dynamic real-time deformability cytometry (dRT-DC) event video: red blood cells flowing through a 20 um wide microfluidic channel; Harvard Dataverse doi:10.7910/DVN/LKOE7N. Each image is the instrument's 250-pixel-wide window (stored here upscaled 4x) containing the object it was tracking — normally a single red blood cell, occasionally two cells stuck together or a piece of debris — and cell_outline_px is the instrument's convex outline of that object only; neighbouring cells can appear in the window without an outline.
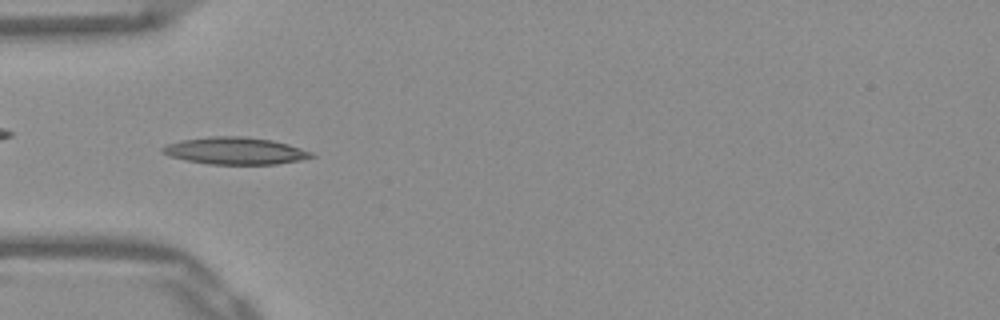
{"species": "Egyptian fruit bat (a non-hibernating species)", "species_latin": "Rousettus aegyptiacus", "temperature_condition": "warm", "stored_images_in_passage": 51, "camera_frame_rate_fps": 3000, "um_per_image_px": 0.085, "frame": {"image": 1, "passage_image": 16, "time_ms": 5.0, "image_size_px": [1000, 320], "cell_outline_px": [[316, 156], [300, 160], [276, 164], [212, 164], [188, 160], [172, 156], [160, 152], [160, 148], [168, 144], [180, 140], [208, 136], [240, 136], [272, 140], [288, 144], [312, 152]], "centroid_in_image_um": [19.99, 12.81], "position_along_channel_um": 65.0, "area_um2": 23.35}}
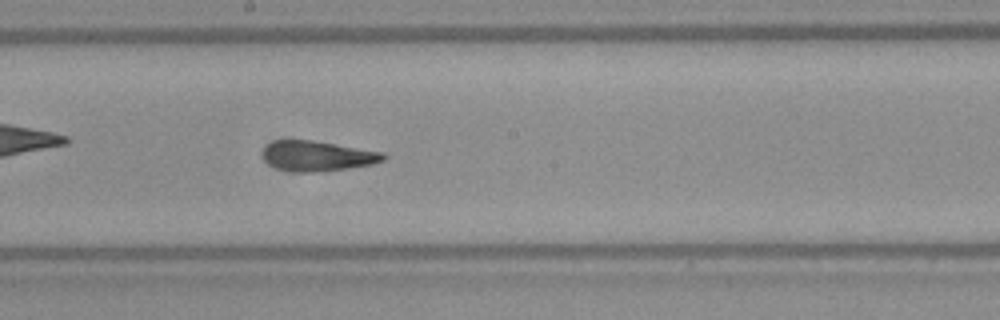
{"frame": {"image": 2, "passage_image": 28, "time_ms": 9.0, "image_size_px": [1000, 320], "cell_outline_px": [[388, 156], [384, 160], [372, 164], [348, 168], [316, 172], [296, 172], [276, 168], [268, 164], [264, 160], [264, 148], [268, 144], [276, 140], [312, 140], [384, 152]], "centroid_in_image_um": [27.0, 13.26], "position_along_channel_um": 221.2, "area_um2": 21.15}}
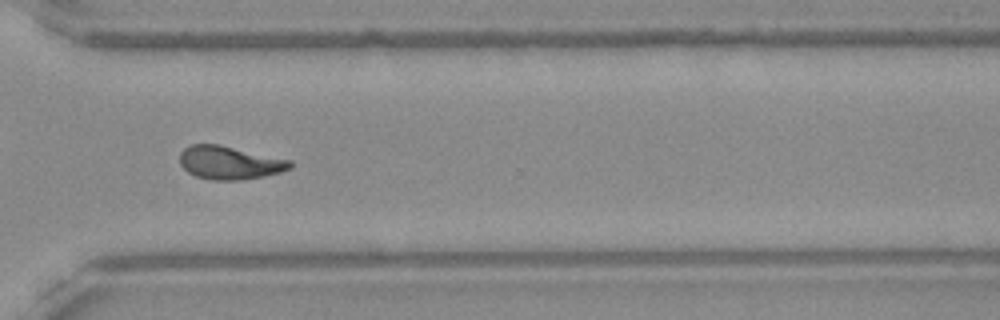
{"frame": {"image": 3, "passage_image": 38, "time_ms": 12.333, "image_size_px": [1000, 320], "cell_outline_px": [[292, 168], [280, 172], [264, 176], [244, 180], [212, 180], [196, 176], [188, 172], [180, 164], [180, 152], [184, 148], [192, 144], [220, 144], [292, 160]], "centroid_in_image_um": [19.53, 13.82], "position_along_channel_um": 351.1, "area_um2": 21.56}, "authors_computed_cell_mechanics": {"area_um2": 20.9236, "velocity_mm_per_s": 3.8966, "shape_relaxation_time_tau1_ms": null, "shape_relaxation_time_tau2_ms": 2.5482, "deformation_change_tau1": null, "deformation_change_tau2": 0.1068}}